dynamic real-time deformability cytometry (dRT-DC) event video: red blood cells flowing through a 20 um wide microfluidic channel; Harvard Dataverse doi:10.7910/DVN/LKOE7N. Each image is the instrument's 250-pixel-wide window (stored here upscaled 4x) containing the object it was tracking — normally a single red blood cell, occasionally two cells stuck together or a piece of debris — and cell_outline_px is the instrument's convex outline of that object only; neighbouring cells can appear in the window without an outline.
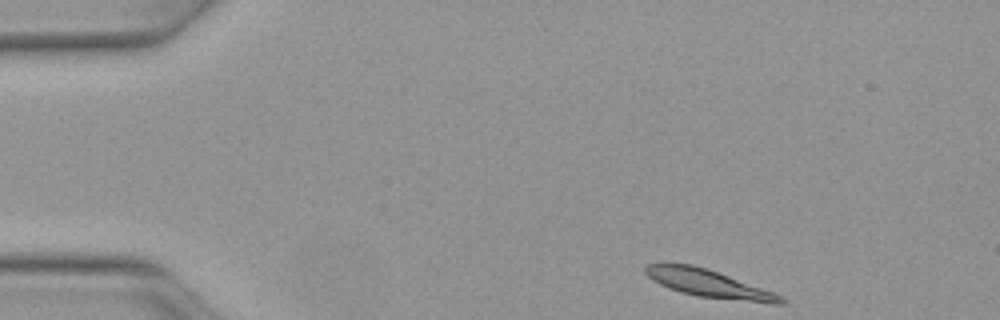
{"species": "Egyptian fruit bat (a non-hibernating species)", "species_latin": "Rousettus aegyptiacus", "temperature_condition": "warm", "stored_images_in_passage": 44, "camera_frame_rate_fps": 3000, "um_per_image_px": 0.085, "animal": {"sex": "female"}, "frame": {"image": 1, "passage_image": 1, "time_ms": 0.0, "image_size_px": [1000, 320], "cell_outline_px": [[788, 300], [784, 304], [772, 304], [696, 296], [680, 292], [668, 288], [652, 280], [644, 272], [644, 264], [692, 264], [708, 268], [772, 292]], "centroid_in_image_um": [60.23, 24.11], "position_along_channel_um": 24.8, "area_um2": 21.73}}
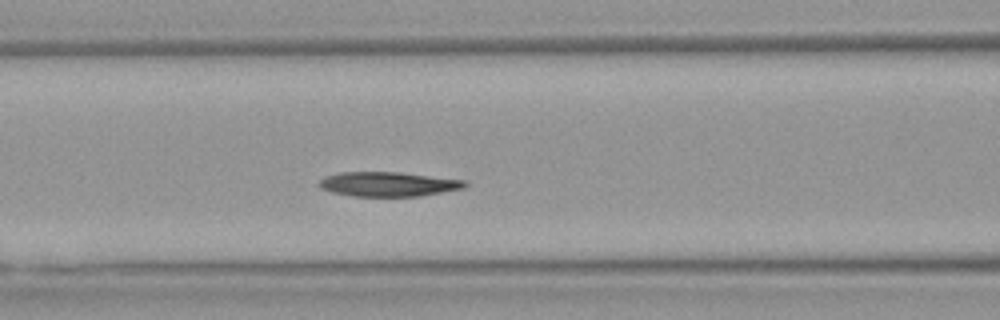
{"frame": {"image": 2, "passage_image": 15, "time_ms": 4.667, "image_size_px": [1000, 320], "cell_outline_px": [[468, 184], [464, 188], [420, 196], [352, 196], [332, 192], [320, 188], [316, 184], [324, 176], [340, 172], [396, 172], [468, 180]], "centroid_in_image_um": [32.98, 15.65], "position_along_channel_um": 133.6, "area_um2": 20.92}}
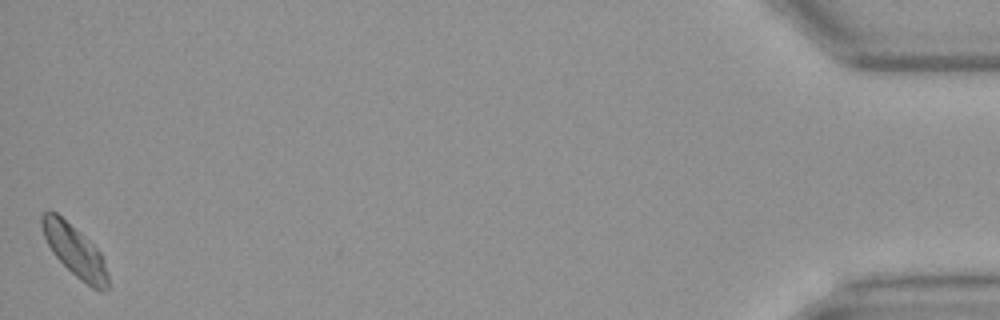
{"frame": {"image": 3, "passage_image": 44, "time_ms": 14.333, "image_size_px": [1000, 320], "cell_outline_px": [[108, 288], [104, 292], [100, 292], [92, 288], [80, 280], [52, 252], [44, 236], [40, 224], [40, 216], [48, 208], [56, 212], [80, 232], [100, 252], [104, 260], [108, 276]], "centroid_in_image_um": [6.35, 21.31], "position_along_channel_um": 428.9, "area_um2": 19.77}, "authors_computed_cell_mechanics": {"area_um2": 20.9236, "velocity_mm_per_s": 4.0306, "shape_relaxation_time_tau1_ms": 3.782, "shape_relaxation_time_tau2_ms": null, "deformation_change_tau1": 0.1388, "deformation_change_tau2": null}}